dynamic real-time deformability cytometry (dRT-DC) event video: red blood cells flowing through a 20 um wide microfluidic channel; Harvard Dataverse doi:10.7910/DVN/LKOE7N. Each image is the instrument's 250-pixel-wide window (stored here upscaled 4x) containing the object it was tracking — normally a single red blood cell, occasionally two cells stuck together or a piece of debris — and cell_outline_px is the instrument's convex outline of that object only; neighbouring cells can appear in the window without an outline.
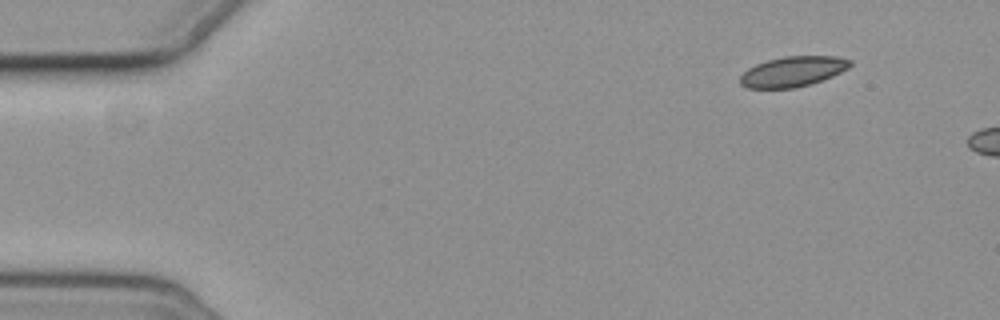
{"species": "common noctule bat (a hibernating species)", "species_latin": "Nyctalus noctula", "temperature_condition": "cold", "stored_images_in_passage": 3, "camera_frame_rate_fps": 3000, "um_per_image_px": 0.085, "animal": {"sex": "female", "body_mass_g": 19.3, "forearm_length_mm": 54.1}, "frame": {"image": 1, "passage_image": 1, "time_ms": 0.0, "image_size_px": [1000, 320], "cell_outline_px": [[852, 64], [848, 68], [832, 76], [812, 84], [796, 88], [748, 88], [740, 84], [740, 76], [748, 68], [756, 64], [768, 60], [784, 56], [836, 56], [852, 60]], "centroid_in_image_um": [67.4, 6.08], "position_along_channel_um": 17.6, "area_um2": 19.42}}